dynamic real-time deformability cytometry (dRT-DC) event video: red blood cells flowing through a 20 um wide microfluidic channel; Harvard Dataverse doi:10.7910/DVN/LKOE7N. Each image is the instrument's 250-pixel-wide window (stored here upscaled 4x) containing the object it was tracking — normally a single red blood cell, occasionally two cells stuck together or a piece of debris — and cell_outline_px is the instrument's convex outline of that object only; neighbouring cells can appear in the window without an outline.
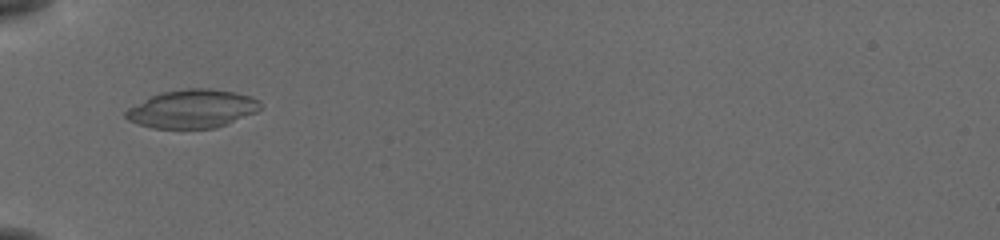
{"species": "common noctule bat (a hibernating species)", "species_latin": "Nyctalus noctula", "temperature_condition": "cold", "stored_images_in_passage": 35, "camera_frame_rate_fps": 3000, "um_per_image_px": 0.085, "animal": {"sex": "female", "body_mass_g": 19.5, "forearm_length_mm": 54.1}, "frame": {"image": 1, "passage_image": 1, "time_ms": 0.0, "image_size_px": [1000, 240], "cell_outline_px": [[260, 108], [256, 112], [216, 128], [152, 128], [128, 120], [124, 116], [124, 112], [128, 108], [160, 92], [188, 88], [208, 88], [232, 92], [252, 96], [260, 100]], "centroid_in_image_um": [16.34, 9.25], "position_along_channel_um": 68.7, "area_um2": 29.88}}
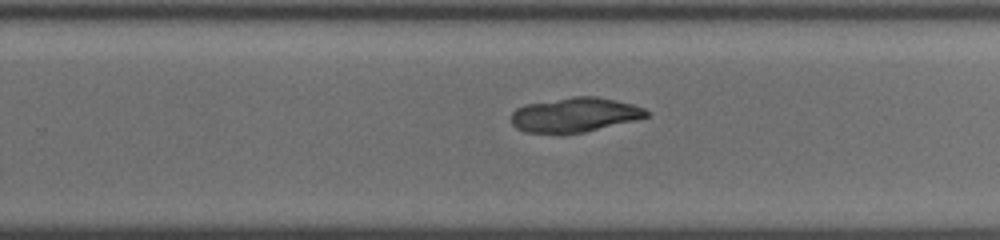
{"frame": {"image": 2, "passage_image": 18, "time_ms": 5.667, "image_size_px": [1000, 240], "cell_outline_px": [[648, 116], [584, 132], [560, 136], [524, 132], [516, 128], [512, 124], [512, 112], [516, 108], [524, 104], [572, 96], [596, 96], [616, 100], [632, 104], [644, 108], [648, 112]], "centroid_in_image_um": [48.76, 9.78], "position_along_channel_um": 281.0, "area_um2": 27.63}}
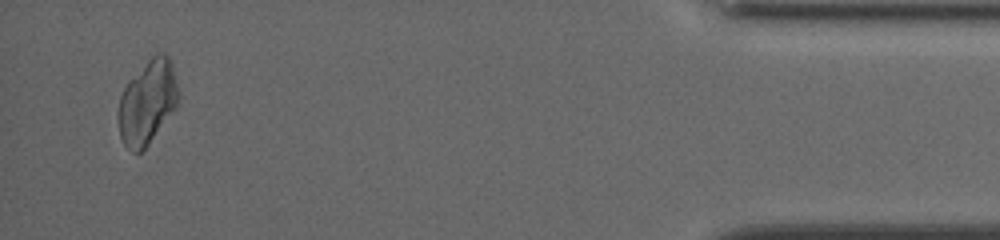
{"frame": {"image": 3, "passage_image": 33, "time_ms": 10.667, "image_size_px": [1000, 240], "cell_outline_px": [[180, 96], [176, 108], [148, 144], [140, 152], [132, 152], [124, 144], [120, 136], [120, 96], [128, 80], [156, 52], [164, 52], [168, 56], [172, 64]], "centroid_in_image_um": [12.57, 8.65], "position_along_channel_um": 422.6, "area_um2": 29.02}}